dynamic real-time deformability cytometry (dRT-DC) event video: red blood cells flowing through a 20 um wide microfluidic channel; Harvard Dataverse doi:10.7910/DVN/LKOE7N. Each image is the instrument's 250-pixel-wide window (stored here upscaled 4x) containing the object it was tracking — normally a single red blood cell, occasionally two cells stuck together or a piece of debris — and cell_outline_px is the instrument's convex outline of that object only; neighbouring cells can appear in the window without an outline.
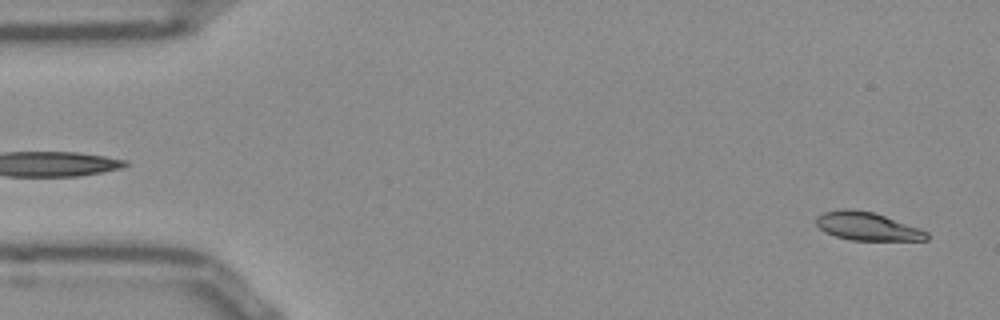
{"species": "Egyptian fruit bat (a non-hibernating species)", "species_latin": "Rousettus aegyptiacus", "temperature_condition": "room temperature", "stored_images_in_passage": 53, "camera_frame_rate_fps": 3000, "um_per_image_px": 0.085, "frame": {"image": 1, "passage_image": 3, "time_ms": 0.667, "image_size_px": [1000, 320], "cell_outline_px": [[928, 240], [852, 240], [836, 236], [820, 228], [816, 224], [816, 216], [824, 212], [840, 208], [852, 208], [872, 212], [920, 228], [928, 232]], "centroid_in_image_um": [73.71, 19.22], "position_along_channel_um": 11.3, "area_um2": 18.03}}
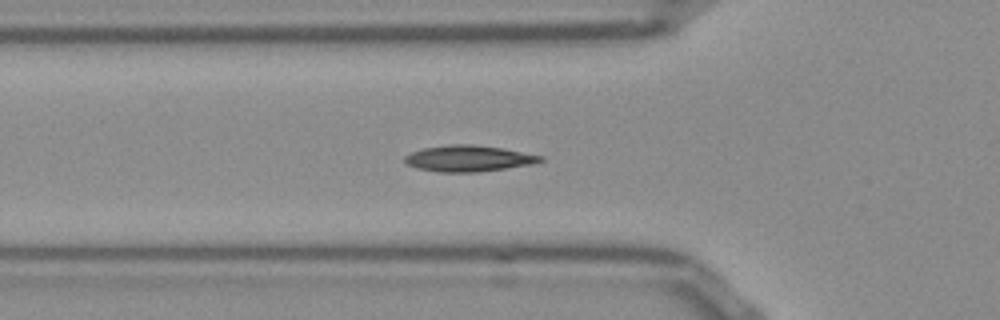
{"frame": {"image": 2, "passage_image": 18, "time_ms": 5.667, "image_size_px": [1000, 320], "cell_outline_px": [[544, 160], [532, 164], [476, 172], [440, 172], [416, 168], [408, 164], [404, 160], [404, 156], [412, 152], [424, 148], [452, 144], [472, 144], [500, 148], [544, 156]], "centroid_in_image_um": [39.81, 13.47], "position_along_channel_um": 86.0, "area_um2": 20.4}}
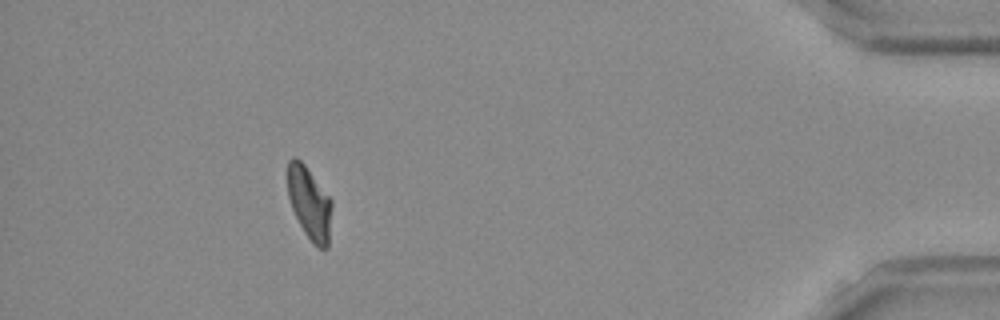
{"frame": {"image": 3, "passage_image": 48, "time_ms": 15.667, "image_size_px": [1000, 320], "cell_outline_px": [[332, 204], [328, 248], [316, 248], [312, 244], [304, 232], [292, 208], [288, 196], [288, 160], [292, 156], [296, 156], [304, 164], [332, 200]], "centroid_in_image_um": [26.31, 17.28], "position_along_channel_um": 408.9, "area_um2": 18.67}, "authors_computed_cell_mechanics": {"area_um2": 18.9584, "velocity_mm_per_s": 3.8338, "shape_relaxation_time_tau1_ms": 6.6042, "shape_relaxation_time_tau2_ms": 1.8931, "deformation_change_tau1": 0.1887, "deformation_change_tau2": 0.0704}}